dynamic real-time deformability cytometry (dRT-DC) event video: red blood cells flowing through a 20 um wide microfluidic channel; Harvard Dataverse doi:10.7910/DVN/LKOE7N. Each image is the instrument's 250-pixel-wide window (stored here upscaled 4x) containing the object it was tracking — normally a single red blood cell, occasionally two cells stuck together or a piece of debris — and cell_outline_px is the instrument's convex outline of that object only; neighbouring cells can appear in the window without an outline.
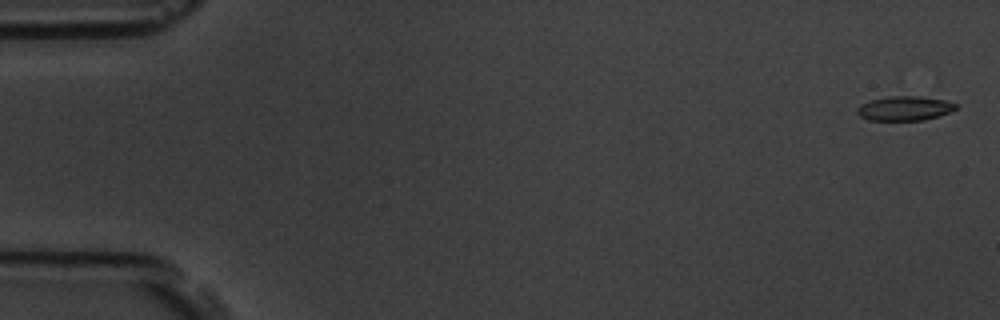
{"species": "common noctule bat (a hibernating species)", "species_latin": "Nyctalus noctula", "temperature_condition": "room temperature", "stored_images_in_passage": 7, "camera_frame_rate_fps": 3000, "um_per_image_px": 0.085, "animal": {"sex": "male", "body_mass_g": 19.5, "forearm_length_mm": 54.6}, "frame": {"image": 1, "passage_image": 1, "time_ms": 0.0, "image_size_px": [1000, 320], "cell_outline_px": [[956, 108], [948, 112], [924, 120], [868, 120], [860, 116], [856, 112], [856, 108], [860, 104], [872, 100], [888, 96], [920, 96], [948, 100], [956, 104]], "centroid_in_image_um": [76.86, 9.2], "position_along_channel_um": 8.1, "area_um2": 13.99}}
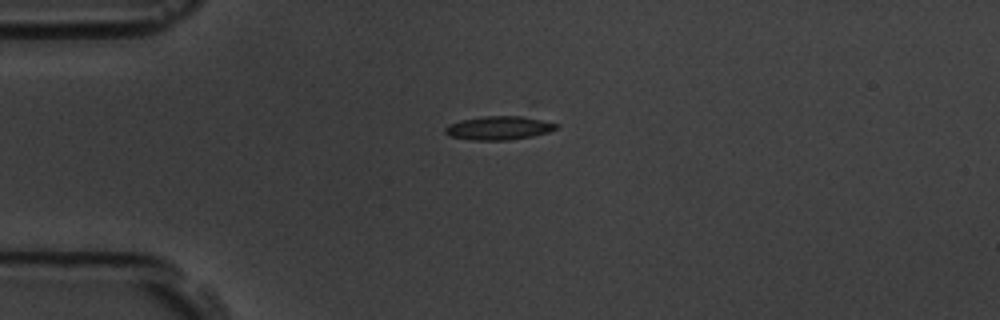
{"frame": {"image": 2, "passage_image": 4, "time_ms": 1.0, "image_size_px": [1000, 320], "cell_outline_px": [[560, 124], [556, 128], [548, 132], [532, 136], [508, 140], [472, 140], [448, 136], [444, 132], [444, 128], [448, 124], [460, 120], [484, 116], [520, 116]], "centroid_in_image_um": [42.34, 10.88], "position_along_channel_um": 42.7, "area_um2": 15.26}}